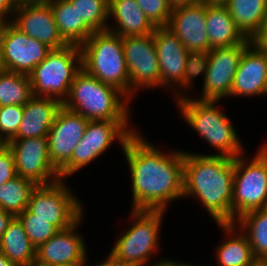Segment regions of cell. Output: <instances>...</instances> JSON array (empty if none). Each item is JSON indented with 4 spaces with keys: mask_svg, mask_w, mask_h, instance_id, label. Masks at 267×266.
<instances>
[{
    "mask_svg": "<svg viewBox=\"0 0 267 266\" xmlns=\"http://www.w3.org/2000/svg\"><path fill=\"white\" fill-rule=\"evenodd\" d=\"M159 148L137 130L121 150L131 176L132 210L167 212L183 198L185 150Z\"/></svg>",
    "mask_w": 267,
    "mask_h": 266,
    "instance_id": "1",
    "label": "cell"
},
{
    "mask_svg": "<svg viewBox=\"0 0 267 266\" xmlns=\"http://www.w3.org/2000/svg\"><path fill=\"white\" fill-rule=\"evenodd\" d=\"M234 158L185 151L183 198L197 200L216 224L232 223Z\"/></svg>",
    "mask_w": 267,
    "mask_h": 266,
    "instance_id": "2",
    "label": "cell"
},
{
    "mask_svg": "<svg viewBox=\"0 0 267 266\" xmlns=\"http://www.w3.org/2000/svg\"><path fill=\"white\" fill-rule=\"evenodd\" d=\"M176 107L187 125L205 140L214 153L200 155H217L236 158L243 154L245 147L240 139L231 117L223 113L220 101L199 100L189 94L173 98ZM220 107V108H218ZM211 145V146H210Z\"/></svg>",
    "mask_w": 267,
    "mask_h": 266,
    "instance_id": "3",
    "label": "cell"
},
{
    "mask_svg": "<svg viewBox=\"0 0 267 266\" xmlns=\"http://www.w3.org/2000/svg\"><path fill=\"white\" fill-rule=\"evenodd\" d=\"M132 101L119 89L81 69L74 77L63 106L89 121L131 120Z\"/></svg>",
    "mask_w": 267,
    "mask_h": 266,
    "instance_id": "4",
    "label": "cell"
},
{
    "mask_svg": "<svg viewBox=\"0 0 267 266\" xmlns=\"http://www.w3.org/2000/svg\"><path fill=\"white\" fill-rule=\"evenodd\" d=\"M130 211V227L115 238L109 254L119 261L135 266H157L170 259L160 258L156 261L153 258L161 250L160 230L166 212L132 209Z\"/></svg>",
    "mask_w": 267,
    "mask_h": 266,
    "instance_id": "5",
    "label": "cell"
},
{
    "mask_svg": "<svg viewBox=\"0 0 267 266\" xmlns=\"http://www.w3.org/2000/svg\"><path fill=\"white\" fill-rule=\"evenodd\" d=\"M80 50L81 66L87 74L114 86L130 99V79L121 36L108 30L94 32Z\"/></svg>",
    "mask_w": 267,
    "mask_h": 266,
    "instance_id": "6",
    "label": "cell"
},
{
    "mask_svg": "<svg viewBox=\"0 0 267 266\" xmlns=\"http://www.w3.org/2000/svg\"><path fill=\"white\" fill-rule=\"evenodd\" d=\"M153 38L161 73V88L171 90L174 98L189 94L188 91L191 92L195 86L193 80L197 78V59L166 26L156 27Z\"/></svg>",
    "mask_w": 267,
    "mask_h": 266,
    "instance_id": "7",
    "label": "cell"
},
{
    "mask_svg": "<svg viewBox=\"0 0 267 266\" xmlns=\"http://www.w3.org/2000/svg\"><path fill=\"white\" fill-rule=\"evenodd\" d=\"M234 158L232 223L244 213L267 208V142L253 157Z\"/></svg>",
    "mask_w": 267,
    "mask_h": 266,
    "instance_id": "8",
    "label": "cell"
},
{
    "mask_svg": "<svg viewBox=\"0 0 267 266\" xmlns=\"http://www.w3.org/2000/svg\"><path fill=\"white\" fill-rule=\"evenodd\" d=\"M82 69L80 46L52 49L29 74L33 96L67 99L75 75Z\"/></svg>",
    "mask_w": 267,
    "mask_h": 266,
    "instance_id": "9",
    "label": "cell"
},
{
    "mask_svg": "<svg viewBox=\"0 0 267 266\" xmlns=\"http://www.w3.org/2000/svg\"><path fill=\"white\" fill-rule=\"evenodd\" d=\"M131 120L89 121L84 135L76 145L70 161L59 171L60 179H68L105 154L118 141L121 149L138 129ZM134 126V127H133Z\"/></svg>",
    "mask_w": 267,
    "mask_h": 266,
    "instance_id": "10",
    "label": "cell"
},
{
    "mask_svg": "<svg viewBox=\"0 0 267 266\" xmlns=\"http://www.w3.org/2000/svg\"><path fill=\"white\" fill-rule=\"evenodd\" d=\"M67 180L38 185L30 196L27 209L31 219L49 220L58 230L73 225L85 212V207Z\"/></svg>",
    "mask_w": 267,
    "mask_h": 266,
    "instance_id": "11",
    "label": "cell"
},
{
    "mask_svg": "<svg viewBox=\"0 0 267 266\" xmlns=\"http://www.w3.org/2000/svg\"><path fill=\"white\" fill-rule=\"evenodd\" d=\"M251 45L247 39L242 45L213 48L197 59L196 76L202 77L199 100L222 101L229 98L233 79L243 52Z\"/></svg>",
    "mask_w": 267,
    "mask_h": 266,
    "instance_id": "12",
    "label": "cell"
},
{
    "mask_svg": "<svg viewBox=\"0 0 267 266\" xmlns=\"http://www.w3.org/2000/svg\"><path fill=\"white\" fill-rule=\"evenodd\" d=\"M130 79V100L140 90L161 88V73L153 34L122 37Z\"/></svg>",
    "mask_w": 267,
    "mask_h": 266,
    "instance_id": "13",
    "label": "cell"
},
{
    "mask_svg": "<svg viewBox=\"0 0 267 266\" xmlns=\"http://www.w3.org/2000/svg\"><path fill=\"white\" fill-rule=\"evenodd\" d=\"M14 155L17 175L38 185H49L60 180L48 150L47 137L11 139L6 143Z\"/></svg>",
    "mask_w": 267,
    "mask_h": 266,
    "instance_id": "14",
    "label": "cell"
},
{
    "mask_svg": "<svg viewBox=\"0 0 267 266\" xmlns=\"http://www.w3.org/2000/svg\"><path fill=\"white\" fill-rule=\"evenodd\" d=\"M207 2L172 7L167 28L182 42L184 47L196 58L210 51L206 31Z\"/></svg>",
    "mask_w": 267,
    "mask_h": 266,
    "instance_id": "15",
    "label": "cell"
},
{
    "mask_svg": "<svg viewBox=\"0 0 267 266\" xmlns=\"http://www.w3.org/2000/svg\"><path fill=\"white\" fill-rule=\"evenodd\" d=\"M51 50L8 22L3 34L0 69L28 75Z\"/></svg>",
    "mask_w": 267,
    "mask_h": 266,
    "instance_id": "16",
    "label": "cell"
},
{
    "mask_svg": "<svg viewBox=\"0 0 267 266\" xmlns=\"http://www.w3.org/2000/svg\"><path fill=\"white\" fill-rule=\"evenodd\" d=\"M11 23L21 32L51 49L68 45L60 36L48 1L18 2Z\"/></svg>",
    "mask_w": 267,
    "mask_h": 266,
    "instance_id": "17",
    "label": "cell"
},
{
    "mask_svg": "<svg viewBox=\"0 0 267 266\" xmlns=\"http://www.w3.org/2000/svg\"><path fill=\"white\" fill-rule=\"evenodd\" d=\"M83 218L84 214L73 225L59 230L48 241L40 244L36 248L35 266L83 263L89 257L86 240L78 231Z\"/></svg>",
    "mask_w": 267,
    "mask_h": 266,
    "instance_id": "18",
    "label": "cell"
},
{
    "mask_svg": "<svg viewBox=\"0 0 267 266\" xmlns=\"http://www.w3.org/2000/svg\"><path fill=\"white\" fill-rule=\"evenodd\" d=\"M89 120L64 106L57 112L48 133L49 157L60 171L71 159L76 145L82 139Z\"/></svg>",
    "mask_w": 267,
    "mask_h": 266,
    "instance_id": "19",
    "label": "cell"
},
{
    "mask_svg": "<svg viewBox=\"0 0 267 266\" xmlns=\"http://www.w3.org/2000/svg\"><path fill=\"white\" fill-rule=\"evenodd\" d=\"M267 96V55L252 44L243 52L229 98Z\"/></svg>",
    "mask_w": 267,
    "mask_h": 266,
    "instance_id": "20",
    "label": "cell"
},
{
    "mask_svg": "<svg viewBox=\"0 0 267 266\" xmlns=\"http://www.w3.org/2000/svg\"><path fill=\"white\" fill-rule=\"evenodd\" d=\"M62 106L56 99L33 96L24 105L22 120L12 139L47 137Z\"/></svg>",
    "mask_w": 267,
    "mask_h": 266,
    "instance_id": "21",
    "label": "cell"
},
{
    "mask_svg": "<svg viewBox=\"0 0 267 266\" xmlns=\"http://www.w3.org/2000/svg\"><path fill=\"white\" fill-rule=\"evenodd\" d=\"M107 30L121 37L153 34L155 26L135 0H109Z\"/></svg>",
    "mask_w": 267,
    "mask_h": 266,
    "instance_id": "22",
    "label": "cell"
},
{
    "mask_svg": "<svg viewBox=\"0 0 267 266\" xmlns=\"http://www.w3.org/2000/svg\"><path fill=\"white\" fill-rule=\"evenodd\" d=\"M206 28L210 50L242 45L247 40L224 3H207Z\"/></svg>",
    "mask_w": 267,
    "mask_h": 266,
    "instance_id": "23",
    "label": "cell"
},
{
    "mask_svg": "<svg viewBox=\"0 0 267 266\" xmlns=\"http://www.w3.org/2000/svg\"><path fill=\"white\" fill-rule=\"evenodd\" d=\"M217 225L225 236L215 246V266H250L255 257L247 236L235 223Z\"/></svg>",
    "mask_w": 267,
    "mask_h": 266,
    "instance_id": "24",
    "label": "cell"
},
{
    "mask_svg": "<svg viewBox=\"0 0 267 266\" xmlns=\"http://www.w3.org/2000/svg\"><path fill=\"white\" fill-rule=\"evenodd\" d=\"M62 39L68 45L81 46L94 32L80 18L70 0H48Z\"/></svg>",
    "mask_w": 267,
    "mask_h": 266,
    "instance_id": "25",
    "label": "cell"
},
{
    "mask_svg": "<svg viewBox=\"0 0 267 266\" xmlns=\"http://www.w3.org/2000/svg\"><path fill=\"white\" fill-rule=\"evenodd\" d=\"M0 252L16 266H35L36 248L17 217L12 219L1 237Z\"/></svg>",
    "mask_w": 267,
    "mask_h": 266,
    "instance_id": "26",
    "label": "cell"
},
{
    "mask_svg": "<svg viewBox=\"0 0 267 266\" xmlns=\"http://www.w3.org/2000/svg\"><path fill=\"white\" fill-rule=\"evenodd\" d=\"M236 27L250 39L267 20V0H227Z\"/></svg>",
    "mask_w": 267,
    "mask_h": 266,
    "instance_id": "27",
    "label": "cell"
},
{
    "mask_svg": "<svg viewBox=\"0 0 267 266\" xmlns=\"http://www.w3.org/2000/svg\"><path fill=\"white\" fill-rule=\"evenodd\" d=\"M235 224L247 236L255 258H267V208L244 213Z\"/></svg>",
    "mask_w": 267,
    "mask_h": 266,
    "instance_id": "28",
    "label": "cell"
},
{
    "mask_svg": "<svg viewBox=\"0 0 267 266\" xmlns=\"http://www.w3.org/2000/svg\"><path fill=\"white\" fill-rule=\"evenodd\" d=\"M37 185L20 175L0 185V209L17 217L28 207L30 196Z\"/></svg>",
    "mask_w": 267,
    "mask_h": 266,
    "instance_id": "29",
    "label": "cell"
},
{
    "mask_svg": "<svg viewBox=\"0 0 267 266\" xmlns=\"http://www.w3.org/2000/svg\"><path fill=\"white\" fill-rule=\"evenodd\" d=\"M32 97V87L27 74L0 69V107L24 106Z\"/></svg>",
    "mask_w": 267,
    "mask_h": 266,
    "instance_id": "30",
    "label": "cell"
},
{
    "mask_svg": "<svg viewBox=\"0 0 267 266\" xmlns=\"http://www.w3.org/2000/svg\"><path fill=\"white\" fill-rule=\"evenodd\" d=\"M80 18L93 32L106 31L108 27L109 2L107 0H70Z\"/></svg>",
    "mask_w": 267,
    "mask_h": 266,
    "instance_id": "31",
    "label": "cell"
},
{
    "mask_svg": "<svg viewBox=\"0 0 267 266\" xmlns=\"http://www.w3.org/2000/svg\"><path fill=\"white\" fill-rule=\"evenodd\" d=\"M17 218L23 224L31 243L37 248L40 244L48 241L59 230L49 220L31 219V212L25 209Z\"/></svg>",
    "mask_w": 267,
    "mask_h": 266,
    "instance_id": "32",
    "label": "cell"
},
{
    "mask_svg": "<svg viewBox=\"0 0 267 266\" xmlns=\"http://www.w3.org/2000/svg\"><path fill=\"white\" fill-rule=\"evenodd\" d=\"M24 106L9 105L0 107V139L6 144L18 131Z\"/></svg>",
    "mask_w": 267,
    "mask_h": 266,
    "instance_id": "33",
    "label": "cell"
},
{
    "mask_svg": "<svg viewBox=\"0 0 267 266\" xmlns=\"http://www.w3.org/2000/svg\"><path fill=\"white\" fill-rule=\"evenodd\" d=\"M155 27L167 26L172 5L169 0H135Z\"/></svg>",
    "mask_w": 267,
    "mask_h": 266,
    "instance_id": "34",
    "label": "cell"
},
{
    "mask_svg": "<svg viewBox=\"0 0 267 266\" xmlns=\"http://www.w3.org/2000/svg\"><path fill=\"white\" fill-rule=\"evenodd\" d=\"M17 176L14 155L7 144L0 148V185Z\"/></svg>",
    "mask_w": 267,
    "mask_h": 266,
    "instance_id": "35",
    "label": "cell"
},
{
    "mask_svg": "<svg viewBox=\"0 0 267 266\" xmlns=\"http://www.w3.org/2000/svg\"><path fill=\"white\" fill-rule=\"evenodd\" d=\"M251 44L261 53L267 55V20L260 29L250 38Z\"/></svg>",
    "mask_w": 267,
    "mask_h": 266,
    "instance_id": "36",
    "label": "cell"
},
{
    "mask_svg": "<svg viewBox=\"0 0 267 266\" xmlns=\"http://www.w3.org/2000/svg\"><path fill=\"white\" fill-rule=\"evenodd\" d=\"M18 0H0V20L11 22Z\"/></svg>",
    "mask_w": 267,
    "mask_h": 266,
    "instance_id": "37",
    "label": "cell"
},
{
    "mask_svg": "<svg viewBox=\"0 0 267 266\" xmlns=\"http://www.w3.org/2000/svg\"><path fill=\"white\" fill-rule=\"evenodd\" d=\"M13 218L14 216L12 214L0 209V240Z\"/></svg>",
    "mask_w": 267,
    "mask_h": 266,
    "instance_id": "38",
    "label": "cell"
},
{
    "mask_svg": "<svg viewBox=\"0 0 267 266\" xmlns=\"http://www.w3.org/2000/svg\"><path fill=\"white\" fill-rule=\"evenodd\" d=\"M107 266H135V265L130 264V263H126L123 261H119L108 253Z\"/></svg>",
    "mask_w": 267,
    "mask_h": 266,
    "instance_id": "39",
    "label": "cell"
},
{
    "mask_svg": "<svg viewBox=\"0 0 267 266\" xmlns=\"http://www.w3.org/2000/svg\"><path fill=\"white\" fill-rule=\"evenodd\" d=\"M203 0H169L172 7L202 2Z\"/></svg>",
    "mask_w": 267,
    "mask_h": 266,
    "instance_id": "40",
    "label": "cell"
},
{
    "mask_svg": "<svg viewBox=\"0 0 267 266\" xmlns=\"http://www.w3.org/2000/svg\"><path fill=\"white\" fill-rule=\"evenodd\" d=\"M8 24V21L0 20V62H1V53H2V43H3V34L5 27Z\"/></svg>",
    "mask_w": 267,
    "mask_h": 266,
    "instance_id": "41",
    "label": "cell"
},
{
    "mask_svg": "<svg viewBox=\"0 0 267 266\" xmlns=\"http://www.w3.org/2000/svg\"><path fill=\"white\" fill-rule=\"evenodd\" d=\"M157 266H183V262L174 259H168Z\"/></svg>",
    "mask_w": 267,
    "mask_h": 266,
    "instance_id": "42",
    "label": "cell"
},
{
    "mask_svg": "<svg viewBox=\"0 0 267 266\" xmlns=\"http://www.w3.org/2000/svg\"><path fill=\"white\" fill-rule=\"evenodd\" d=\"M0 266H16L14 265L8 257L0 252Z\"/></svg>",
    "mask_w": 267,
    "mask_h": 266,
    "instance_id": "43",
    "label": "cell"
},
{
    "mask_svg": "<svg viewBox=\"0 0 267 266\" xmlns=\"http://www.w3.org/2000/svg\"><path fill=\"white\" fill-rule=\"evenodd\" d=\"M250 266H267V258H255Z\"/></svg>",
    "mask_w": 267,
    "mask_h": 266,
    "instance_id": "44",
    "label": "cell"
},
{
    "mask_svg": "<svg viewBox=\"0 0 267 266\" xmlns=\"http://www.w3.org/2000/svg\"><path fill=\"white\" fill-rule=\"evenodd\" d=\"M89 262V260H88V257L83 261V263H82V266H87L86 264ZM89 266H107V257L106 258H104V261L102 262H99L98 260H96V262L95 263H93V265H90L89 264Z\"/></svg>",
    "mask_w": 267,
    "mask_h": 266,
    "instance_id": "45",
    "label": "cell"
},
{
    "mask_svg": "<svg viewBox=\"0 0 267 266\" xmlns=\"http://www.w3.org/2000/svg\"><path fill=\"white\" fill-rule=\"evenodd\" d=\"M207 3H225L227 0H203Z\"/></svg>",
    "mask_w": 267,
    "mask_h": 266,
    "instance_id": "46",
    "label": "cell"
},
{
    "mask_svg": "<svg viewBox=\"0 0 267 266\" xmlns=\"http://www.w3.org/2000/svg\"><path fill=\"white\" fill-rule=\"evenodd\" d=\"M183 266H206V265H193V264H191L190 262L189 263H187L186 261L185 262H183ZM211 266V265H210Z\"/></svg>",
    "mask_w": 267,
    "mask_h": 266,
    "instance_id": "47",
    "label": "cell"
},
{
    "mask_svg": "<svg viewBox=\"0 0 267 266\" xmlns=\"http://www.w3.org/2000/svg\"><path fill=\"white\" fill-rule=\"evenodd\" d=\"M56 266H82V263L66 264V265H56Z\"/></svg>",
    "mask_w": 267,
    "mask_h": 266,
    "instance_id": "48",
    "label": "cell"
},
{
    "mask_svg": "<svg viewBox=\"0 0 267 266\" xmlns=\"http://www.w3.org/2000/svg\"><path fill=\"white\" fill-rule=\"evenodd\" d=\"M20 1H48V0H18V2Z\"/></svg>",
    "mask_w": 267,
    "mask_h": 266,
    "instance_id": "49",
    "label": "cell"
},
{
    "mask_svg": "<svg viewBox=\"0 0 267 266\" xmlns=\"http://www.w3.org/2000/svg\"><path fill=\"white\" fill-rule=\"evenodd\" d=\"M5 143L0 139V148L4 145Z\"/></svg>",
    "mask_w": 267,
    "mask_h": 266,
    "instance_id": "50",
    "label": "cell"
}]
</instances>
